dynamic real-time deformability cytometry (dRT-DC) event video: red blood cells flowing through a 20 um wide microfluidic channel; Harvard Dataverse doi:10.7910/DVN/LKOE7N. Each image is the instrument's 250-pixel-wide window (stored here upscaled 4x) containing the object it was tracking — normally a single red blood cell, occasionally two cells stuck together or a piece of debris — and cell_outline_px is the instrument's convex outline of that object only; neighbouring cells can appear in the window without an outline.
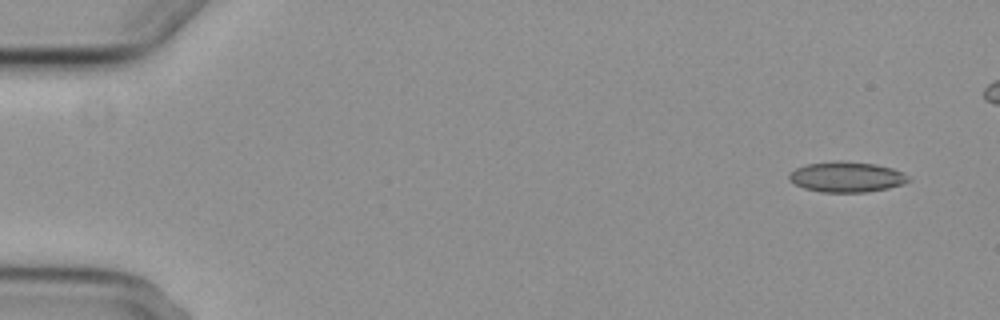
{"species": "common noctule bat (a hibernating species)", "species_latin": "Nyctalus noctula", "temperature_condition": "cold", "stored_images_in_passage": 5, "camera_frame_rate_fps": 3000, "um_per_image_px": 0.085, "animal": {"sex": "female", "body_mass_g": 29.2, "forearm_length_mm": 56.3}, "frame": {"image": 1, "passage_image": 1, "time_ms": 0.0, "image_size_px": [1000, 320], "cell_outline_px": [[912, 180], [904, 184], [888, 188], [868, 192], [820, 192], [804, 188], [788, 180], [788, 176], [796, 168], [808, 164], [836, 160], [840, 160], [876, 164], [892, 168], [908, 176]], "centroid_in_image_um": [71.97, 15.04], "position_along_channel_um": 13.0, "area_um2": 21.21}}